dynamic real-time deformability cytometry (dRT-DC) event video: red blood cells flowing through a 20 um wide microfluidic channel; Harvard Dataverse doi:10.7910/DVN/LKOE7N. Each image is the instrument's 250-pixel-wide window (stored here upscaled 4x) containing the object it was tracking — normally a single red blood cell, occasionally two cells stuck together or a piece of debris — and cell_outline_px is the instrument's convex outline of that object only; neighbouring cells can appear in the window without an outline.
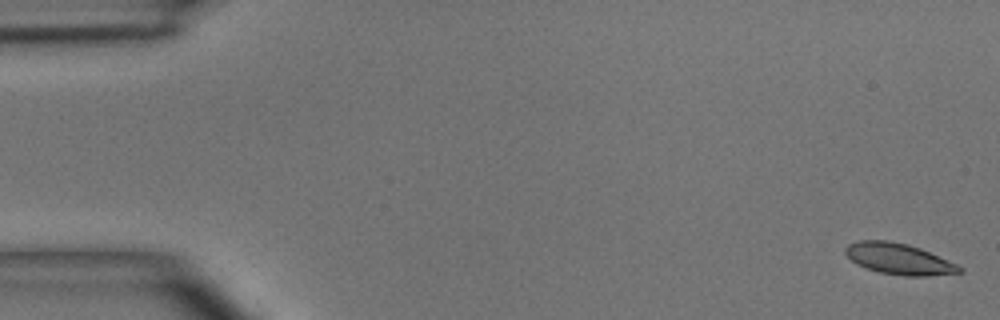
{"species": "common noctule bat (a hibernating species)", "species_latin": "Nyctalus noctula", "temperature_condition": "room temperature", "stored_images_in_passage": 5, "camera_frame_rate_fps": 3000, "um_per_image_px": 0.085, "animal": {"sex": "male", "body_mass_g": 15.6}, "frame": {"image": 1, "passage_image": 1, "time_ms": 0.0, "image_size_px": [1000, 320], "cell_outline_px": [[964, 272], [928, 276], [904, 276], [880, 272], [864, 268], [856, 264], [844, 252], [844, 248], [848, 244], [860, 240], [888, 240], [908, 244], [920, 248], [956, 264], [964, 268]], "centroid_in_image_um": [76.39, 22.01], "position_along_channel_um": 8.6, "area_um2": 20.69}}
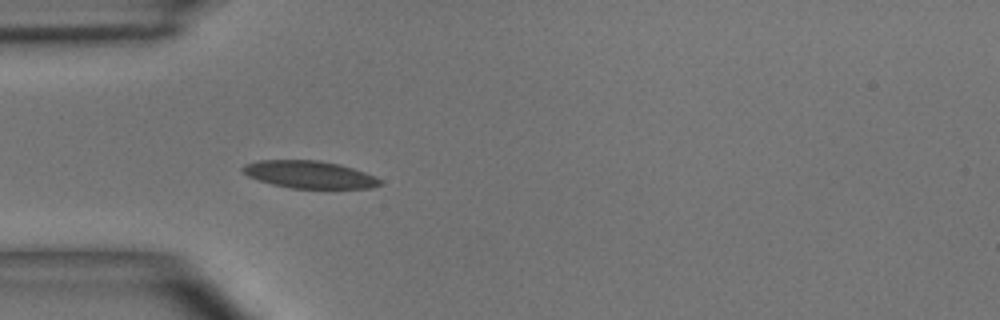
{"frame": {"image": 2, "passage_image": 5, "time_ms": 4.667, "image_size_px": [1000, 320], "cell_outline_px": [[384, 184], [372, 188], [292, 188], [272, 184], [248, 176], [240, 172], [240, 168], [244, 164], [260, 160], [320, 160], [340, 164], [364, 172], [380, 180]], "centroid_in_image_um": [26.26, 14.83], "position_along_channel_um": 58.7, "area_um2": 21.91}}